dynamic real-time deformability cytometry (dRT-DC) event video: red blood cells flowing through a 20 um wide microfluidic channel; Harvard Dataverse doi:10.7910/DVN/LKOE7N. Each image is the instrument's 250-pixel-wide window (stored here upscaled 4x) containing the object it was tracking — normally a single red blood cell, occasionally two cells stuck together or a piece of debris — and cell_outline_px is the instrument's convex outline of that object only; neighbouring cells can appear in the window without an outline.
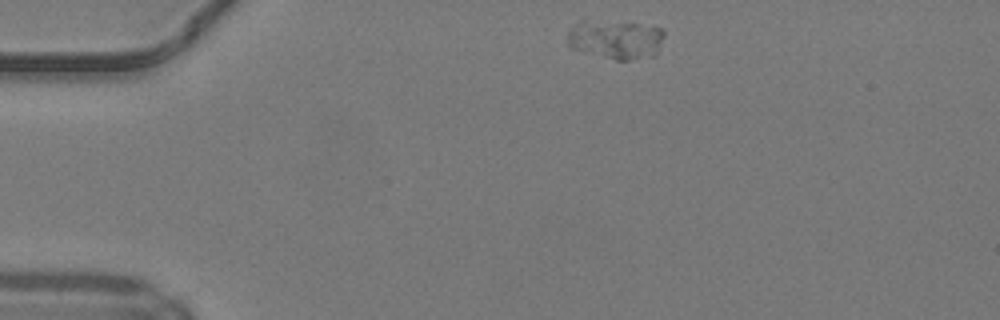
{"species": "common noctule bat (a hibernating species)", "species_latin": "Nyctalus noctula", "temperature_condition": "warm", "stored_images_in_passage": 42, "camera_frame_rate_fps": 3000, "um_per_image_px": 0.085, "animal": {"sex": "male", "body_mass_g": 19.2, "forearm_length_mm": 51.8}, "frame": {"image": 1, "passage_image": 1, "time_ms": 0.0, "image_size_px": [1000, 320], "cell_outline_px": [[664, 36], [656, 56], [628, 60], [616, 60], [572, 48], [568, 44], [568, 32], [584, 16], [636, 24], [660, 28], [664, 32]], "centroid_in_image_um": [52.31, 3.31], "position_along_channel_um": 32.7, "area_um2": 22.43}}
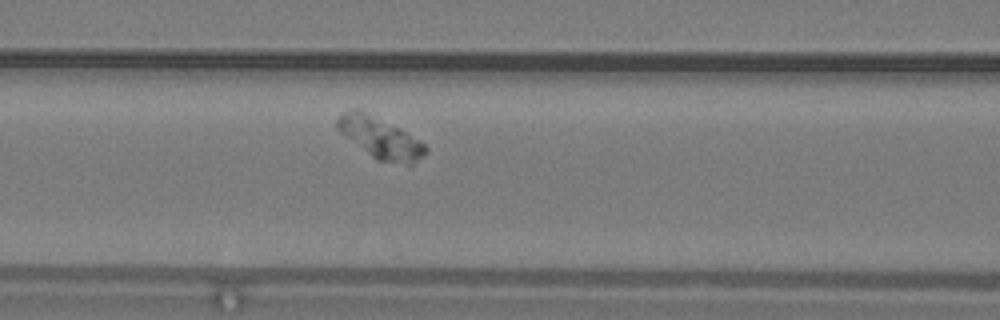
{"frame": {"image": 2, "passage_image": 13, "time_ms": 4.0, "image_size_px": [1000, 320], "cell_outline_px": [[428, 152], [424, 156], [412, 164], [408, 164], [376, 160], [340, 132], [336, 128], [336, 120], [344, 112], [356, 108], [360, 108], [400, 128], [420, 140], [428, 148]], "centroid_in_image_um": [32.33, 11.7], "position_along_channel_um": 134.3, "area_um2": 21.1}}
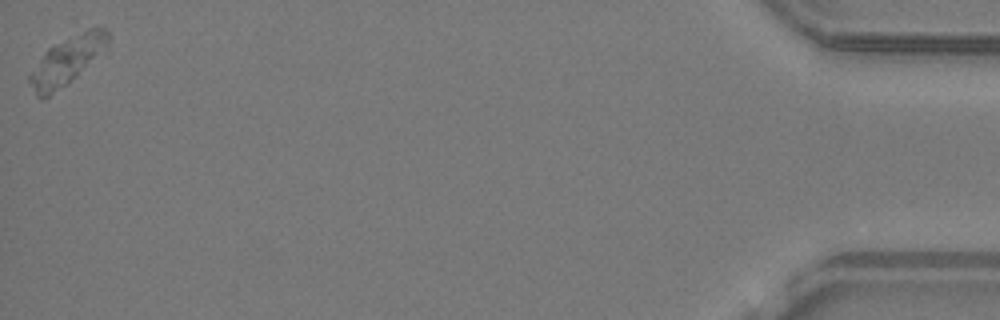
{"frame": {"image": 3, "passage_image": 42, "time_ms": 13.667, "image_size_px": [1000, 320], "cell_outline_px": [[112, 36], [108, 52], [76, 76], [48, 96], [36, 96], [28, 80], [28, 76], [44, 52], [48, 48], [92, 28], [104, 28]], "centroid_in_image_um": [5.8, 5.13], "position_along_channel_um": 429.4, "area_um2": 21.68}}